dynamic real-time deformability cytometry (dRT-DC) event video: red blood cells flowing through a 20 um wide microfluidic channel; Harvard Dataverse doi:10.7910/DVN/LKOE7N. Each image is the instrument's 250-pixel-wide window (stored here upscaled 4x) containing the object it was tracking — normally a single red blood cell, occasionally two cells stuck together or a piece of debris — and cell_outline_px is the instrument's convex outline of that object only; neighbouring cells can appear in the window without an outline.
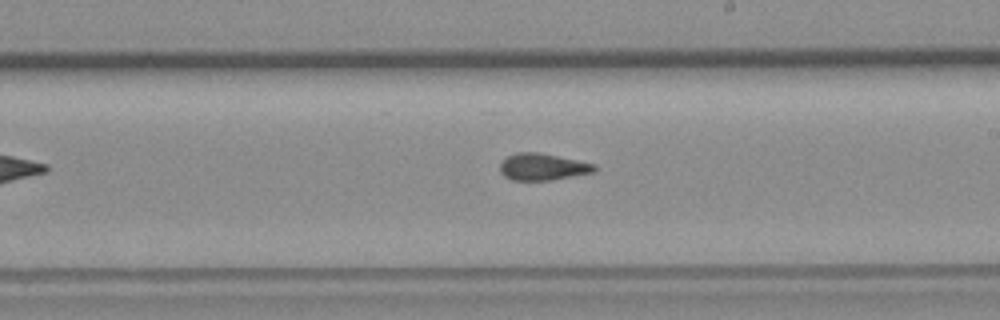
{"species": "common noctule bat (a hibernating species)", "species_latin": "Nyctalus noctula", "temperature_condition": "room temperature", "stored_images_in_passage": 8, "camera_frame_rate_fps": 3000, "um_per_image_px": 0.085, "animal": {"sex": "female", "body_mass_g": 19.3, "forearm_length_mm": 54.1}, "frame": {"image": 1, "passage_image": 8, "time_ms": 8.0, "image_size_px": [1000, 320], "cell_outline_px": [[596, 168], [592, 172], [552, 180], [512, 180], [504, 176], [500, 172], [500, 164], [508, 156], [516, 152], [536, 152], [596, 164]], "centroid_in_image_um": [46.09, 14.19], "position_along_channel_um": 242.9, "area_um2": 14.51}}